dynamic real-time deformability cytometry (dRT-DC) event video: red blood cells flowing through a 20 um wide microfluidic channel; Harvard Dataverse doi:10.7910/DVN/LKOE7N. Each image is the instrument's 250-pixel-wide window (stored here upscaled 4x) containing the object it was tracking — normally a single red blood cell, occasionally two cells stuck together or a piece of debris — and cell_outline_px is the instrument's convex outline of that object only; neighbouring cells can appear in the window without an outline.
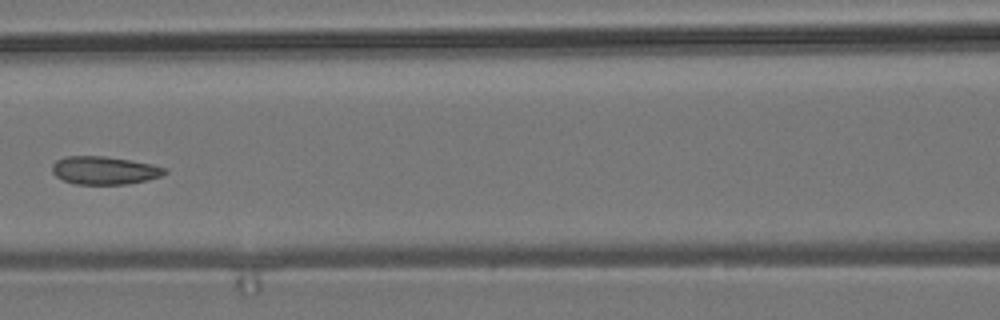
{"species": "common noctule bat (a hibernating species)", "species_latin": "Nyctalus noctula", "temperature_condition": "room temperature", "stored_images_in_passage": 7, "camera_frame_rate_fps": 3000, "um_per_image_px": 0.085, "animal": {"sex": "male", "body_mass_g": 19.2, "forearm_length_mm": 51.8}, "frame": {"image": 1, "passage_image": 7, "time_ms": 7.0, "image_size_px": [1000, 320], "cell_outline_px": [[168, 172], [160, 176], [128, 184], [76, 184], [64, 180], [56, 176], [52, 172], [52, 164], [56, 160], [64, 156], [104, 156], [152, 164], [168, 168]], "centroid_in_image_um": [8.86, 14.47], "position_along_channel_um": 157.7, "area_um2": 18.32}}